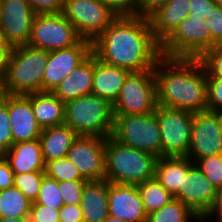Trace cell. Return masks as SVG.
Masks as SVG:
<instances>
[{
	"instance_id": "cell-51",
	"label": "cell",
	"mask_w": 222,
	"mask_h": 222,
	"mask_svg": "<svg viewBox=\"0 0 222 222\" xmlns=\"http://www.w3.org/2000/svg\"><path fill=\"white\" fill-rule=\"evenodd\" d=\"M217 121H218V124H219V129H220L221 134H222V111L217 112Z\"/></svg>"
},
{
	"instance_id": "cell-8",
	"label": "cell",
	"mask_w": 222,
	"mask_h": 222,
	"mask_svg": "<svg viewBox=\"0 0 222 222\" xmlns=\"http://www.w3.org/2000/svg\"><path fill=\"white\" fill-rule=\"evenodd\" d=\"M156 83L153 70L130 72L112 104L114 115L146 114L155 111Z\"/></svg>"
},
{
	"instance_id": "cell-2",
	"label": "cell",
	"mask_w": 222,
	"mask_h": 222,
	"mask_svg": "<svg viewBox=\"0 0 222 222\" xmlns=\"http://www.w3.org/2000/svg\"><path fill=\"white\" fill-rule=\"evenodd\" d=\"M158 106L207 110V73L200 59L161 56L153 69Z\"/></svg>"
},
{
	"instance_id": "cell-47",
	"label": "cell",
	"mask_w": 222,
	"mask_h": 222,
	"mask_svg": "<svg viewBox=\"0 0 222 222\" xmlns=\"http://www.w3.org/2000/svg\"><path fill=\"white\" fill-rule=\"evenodd\" d=\"M12 49V46H0V84L2 83V80L6 73Z\"/></svg>"
},
{
	"instance_id": "cell-19",
	"label": "cell",
	"mask_w": 222,
	"mask_h": 222,
	"mask_svg": "<svg viewBox=\"0 0 222 222\" xmlns=\"http://www.w3.org/2000/svg\"><path fill=\"white\" fill-rule=\"evenodd\" d=\"M93 74L94 54L91 53L71 75L61 80L52 93L64 103L91 94Z\"/></svg>"
},
{
	"instance_id": "cell-1",
	"label": "cell",
	"mask_w": 222,
	"mask_h": 222,
	"mask_svg": "<svg viewBox=\"0 0 222 222\" xmlns=\"http://www.w3.org/2000/svg\"><path fill=\"white\" fill-rule=\"evenodd\" d=\"M95 57L129 72L153 70L161 57L149 18L119 16L92 42Z\"/></svg>"
},
{
	"instance_id": "cell-43",
	"label": "cell",
	"mask_w": 222,
	"mask_h": 222,
	"mask_svg": "<svg viewBox=\"0 0 222 222\" xmlns=\"http://www.w3.org/2000/svg\"><path fill=\"white\" fill-rule=\"evenodd\" d=\"M60 222H84L83 214L79 204L63 205L59 208Z\"/></svg>"
},
{
	"instance_id": "cell-38",
	"label": "cell",
	"mask_w": 222,
	"mask_h": 222,
	"mask_svg": "<svg viewBox=\"0 0 222 222\" xmlns=\"http://www.w3.org/2000/svg\"><path fill=\"white\" fill-rule=\"evenodd\" d=\"M28 218L30 222H60L59 209L33 202Z\"/></svg>"
},
{
	"instance_id": "cell-20",
	"label": "cell",
	"mask_w": 222,
	"mask_h": 222,
	"mask_svg": "<svg viewBox=\"0 0 222 222\" xmlns=\"http://www.w3.org/2000/svg\"><path fill=\"white\" fill-rule=\"evenodd\" d=\"M2 156L14 174L44 171L45 168L39 139L15 143Z\"/></svg>"
},
{
	"instance_id": "cell-49",
	"label": "cell",
	"mask_w": 222,
	"mask_h": 222,
	"mask_svg": "<svg viewBox=\"0 0 222 222\" xmlns=\"http://www.w3.org/2000/svg\"><path fill=\"white\" fill-rule=\"evenodd\" d=\"M102 222H126L118 217L108 215Z\"/></svg>"
},
{
	"instance_id": "cell-34",
	"label": "cell",
	"mask_w": 222,
	"mask_h": 222,
	"mask_svg": "<svg viewBox=\"0 0 222 222\" xmlns=\"http://www.w3.org/2000/svg\"><path fill=\"white\" fill-rule=\"evenodd\" d=\"M86 180L62 181L59 182V190L64 205L80 204L83 188Z\"/></svg>"
},
{
	"instance_id": "cell-32",
	"label": "cell",
	"mask_w": 222,
	"mask_h": 222,
	"mask_svg": "<svg viewBox=\"0 0 222 222\" xmlns=\"http://www.w3.org/2000/svg\"><path fill=\"white\" fill-rule=\"evenodd\" d=\"M35 202L37 204L47 205L56 209L63 206L64 202L60 194L59 182L44 175L40 191Z\"/></svg>"
},
{
	"instance_id": "cell-15",
	"label": "cell",
	"mask_w": 222,
	"mask_h": 222,
	"mask_svg": "<svg viewBox=\"0 0 222 222\" xmlns=\"http://www.w3.org/2000/svg\"><path fill=\"white\" fill-rule=\"evenodd\" d=\"M217 189L195 165L183 175V181L173 198L180 200L201 219L208 213L216 197Z\"/></svg>"
},
{
	"instance_id": "cell-48",
	"label": "cell",
	"mask_w": 222,
	"mask_h": 222,
	"mask_svg": "<svg viewBox=\"0 0 222 222\" xmlns=\"http://www.w3.org/2000/svg\"><path fill=\"white\" fill-rule=\"evenodd\" d=\"M0 222H30L29 218H0Z\"/></svg>"
},
{
	"instance_id": "cell-5",
	"label": "cell",
	"mask_w": 222,
	"mask_h": 222,
	"mask_svg": "<svg viewBox=\"0 0 222 222\" xmlns=\"http://www.w3.org/2000/svg\"><path fill=\"white\" fill-rule=\"evenodd\" d=\"M64 124L78 136L110 137L114 125L112 104L92 93L67 101Z\"/></svg>"
},
{
	"instance_id": "cell-52",
	"label": "cell",
	"mask_w": 222,
	"mask_h": 222,
	"mask_svg": "<svg viewBox=\"0 0 222 222\" xmlns=\"http://www.w3.org/2000/svg\"><path fill=\"white\" fill-rule=\"evenodd\" d=\"M214 2L217 6L222 7V0H214Z\"/></svg>"
},
{
	"instance_id": "cell-6",
	"label": "cell",
	"mask_w": 222,
	"mask_h": 222,
	"mask_svg": "<svg viewBox=\"0 0 222 222\" xmlns=\"http://www.w3.org/2000/svg\"><path fill=\"white\" fill-rule=\"evenodd\" d=\"M111 136L131 148L148 152L157 158L162 156L156 109L146 114L114 115Z\"/></svg>"
},
{
	"instance_id": "cell-12",
	"label": "cell",
	"mask_w": 222,
	"mask_h": 222,
	"mask_svg": "<svg viewBox=\"0 0 222 222\" xmlns=\"http://www.w3.org/2000/svg\"><path fill=\"white\" fill-rule=\"evenodd\" d=\"M66 157L86 181L105 179V138L77 136Z\"/></svg>"
},
{
	"instance_id": "cell-29",
	"label": "cell",
	"mask_w": 222,
	"mask_h": 222,
	"mask_svg": "<svg viewBox=\"0 0 222 222\" xmlns=\"http://www.w3.org/2000/svg\"><path fill=\"white\" fill-rule=\"evenodd\" d=\"M190 220L201 222V218L189 207L173 198L159 210L149 213L146 222H191Z\"/></svg>"
},
{
	"instance_id": "cell-22",
	"label": "cell",
	"mask_w": 222,
	"mask_h": 222,
	"mask_svg": "<svg viewBox=\"0 0 222 222\" xmlns=\"http://www.w3.org/2000/svg\"><path fill=\"white\" fill-rule=\"evenodd\" d=\"M189 0H170L150 17L154 38L161 44L189 16Z\"/></svg>"
},
{
	"instance_id": "cell-44",
	"label": "cell",
	"mask_w": 222,
	"mask_h": 222,
	"mask_svg": "<svg viewBox=\"0 0 222 222\" xmlns=\"http://www.w3.org/2000/svg\"><path fill=\"white\" fill-rule=\"evenodd\" d=\"M14 173L10 168L9 163L0 155V190L13 187Z\"/></svg>"
},
{
	"instance_id": "cell-31",
	"label": "cell",
	"mask_w": 222,
	"mask_h": 222,
	"mask_svg": "<svg viewBox=\"0 0 222 222\" xmlns=\"http://www.w3.org/2000/svg\"><path fill=\"white\" fill-rule=\"evenodd\" d=\"M44 171L14 174V187L19 190L33 203L36 201L44 178Z\"/></svg>"
},
{
	"instance_id": "cell-23",
	"label": "cell",
	"mask_w": 222,
	"mask_h": 222,
	"mask_svg": "<svg viewBox=\"0 0 222 222\" xmlns=\"http://www.w3.org/2000/svg\"><path fill=\"white\" fill-rule=\"evenodd\" d=\"M79 205L84 222H102L109 215L108 181H87Z\"/></svg>"
},
{
	"instance_id": "cell-40",
	"label": "cell",
	"mask_w": 222,
	"mask_h": 222,
	"mask_svg": "<svg viewBox=\"0 0 222 222\" xmlns=\"http://www.w3.org/2000/svg\"><path fill=\"white\" fill-rule=\"evenodd\" d=\"M212 34V48L222 46V7L215 6L210 17L206 18Z\"/></svg>"
},
{
	"instance_id": "cell-41",
	"label": "cell",
	"mask_w": 222,
	"mask_h": 222,
	"mask_svg": "<svg viewBox=\"0 0 222 222\" xmlns=\"http://www.w3.org/2000/svg\"><path fill=\"white\" fill-rule=\"evenodd\" d=\"M36 15L62 13L64 0H26Z\"/></svg>"
},
{
	"instance_id": "cell-9",
	"label": "cell",
	"mask_w": 222,
	"mask_h": 222,
	"mask_svg": "<svg viewBox=\"0 0 222 222\" xmlns=\"http://www.w3.org/2000/svg\"><path fill=\"white\" fill-rule=\"evenodd\" d=\"M82 38L62 14L35 15L28 46L48 52L78 44Z\"/></svg>"
},
{
	"instance_id": "cell-39",
	"label": "cell",
	"mask_w": 222,
	"mask_h": 222,
	"mask_svg": "<svg viewBox=\"0 0 222 222\" xmlns=\"http://www.w3.org/2000/svg\"><path fill=\"white\" fill-rule=\"evenodd\" d=\"M117 16H139L138 0H102Z\"/></svg>"
},
{
	"instance_id": "cell-11",
	"label": "cell",
	"mask_w": 222,
	"mask_h": 222,
	"mask_svg": "<svg viewBox=\"0 0 222 222\" xmlns=\"http://www.w3.org/2000/svg\"><path fill=\"white\" fill-rule=\"evenodd\" d=\"M162 156H186L191 142L193 112L156 106Z\"/></svg>"
},
{
	"instance_id": "cell-46",
	"label": "cell",
	"mask_w": 222,
	"mask_h": 222,
	"mask_svg": "<svg viewBox=\"0 0 222 222\" xmlns=\"http://www.w3.org/2000/svg\"><path fill=\"white\" fill-rule=\"evenodd\" d=\"M214 216L216 217V222H222V187L217 189L213 205L208 213L201 219V222H207L209 218L212 219Z\"/></svg>"
},
{
	"instance_id": "cell-17",
	"label": "cell",
	"mask_w": 222,
	"mask_h": 222,
	"mask_svg": "<svg viewBox=\"0 0 222 222\" xmlns=\"http://www.w3.org/2000/svg\"><path fill=\"white\" fill-rule=\"evenodd\" d=\"M0 99L8 108L13 144L39 139L43 129L34 116L31 101L25 95L1 92Z\"/></svg>"
},
{
	"instance_id": "cell-21",
	"label": "cell",
	"mask_w": 222,
	"mask_h": 222,
	"mask_svg": "<svg viewBox=\"0 0 222 222\" xmlns=\"http://www.w3.org/2000/svg\"><path fill=\"white\" fill-rule=\"evenodd\" d=\"M129 73L127 70L99 61L94 55V74L91 93L113 104Z\"/></svg>"
},
{
	"instance_id": "cell-33",
	"label": "cell",
	"mask_w": 222,
	"mask_h": 222,
	"mask_svg": "<svg viewBox=\"0 0 222 222\" xmlns=\"http://www.w3.org/2000/svg\"><path fill=\"white\" fill-rule=\"evenodd\" d=\"M194 163L216 189L222 187V154L199 158Z\"/></svg>"
},
{
	"instance_id": "cell-24",
	"label": "cell",
	"mask_w": 222,
	"mask_h": 222,
	"mask_svg": "<svg viewBox=\"0 0 222 222\" xmlns=\"http://www.w3.org/2000/svg\"><path fill=\"white\" fill-rule=\"evenodd\" d=\"M30 101L35 118L42 129L64 124L65 103L52 92L25 95Z\"/></svg>"
},
{
	"instance_id": "cell-13",
	"label": "cell",
	"mask_w": 222,
	"mask_h": 222,
	"mask_svg": "<svg viewBox=\"0 0 222 222\" xmlns=\"http://www.w3.org/2000/svg\"><path fill=\"white\" fill-rule=\"evenodd\" d=\"M222 154V134L217 112L204 110L193 113L190 148L186 157L195 162L199 158Z\"/></svg>"
},
{
	"instance_id": "cell-36",
	"label": "cell",
	"mask_w": 222,
	"mask_h": 222,
	"mask_svg": "<svg viewBox=\"0 0 222 222\" xmlns=\"http://www.w3.org/2000/svg\"><path fill=\"white\" fill-rule=\"evenodd\" d=\"M207 76L222 78V46H215L208 50L201 58Z\"/></svg>"
},
{
	"instance_id": "cell-3",
	"label": "cell",
	"mask_w": 222,
	"mask_h": 222,
	"mask_svg": "<svg viewBox=\"0 0 222 222\" xmlns=\"http://www.w3.org/2000/svg\"><path fill=\"white\" fill-rule=\"evenodd\" d=\"M157 157L105 138V180L109 183L138 185L154 178Z\"/></svg>"
},
{
	"instance_id": "cell-42",
	"label": "cell",
	"mask_w": 222,
	"mask_h": 222,
	"mask_svg": "<svg viewBox=\"0 0 222 222\" xmlns=\"http://www.w3.org/2000/svg\"><path fill=\"white\" fill-rule=\"evenodd\" d=\"M216 6L214 0H189V16L198 19H206L212 14V9Z\"/></svg>"
},
{
	"instance_id": "cell-10",
	"label": "cell",
	"mask_w": 222,
	"mask_h": 222,
	"mask_svg": "<svg viewBox=\"0 0 222 222\" xmlns=\"http://www.w3.org/2000/svg\"><path fill=\"white\" fill-rule=\"evenodd\" d=\"M62 14L84 40L93 42L117 17L102 0H64Z\"/></svg>"
},
{
	"instance_id": "cell-4",
	"label": "cell",
	"mask_w": 222,
	"mask_h": 222,
	"mask_svg": "<svg viewBox=\"0 0 222 222\" xmlns=\"http://www.w3.org/2000/svg\"><path fill=\"white\" fill-rule=\"evenodd\" d=\"M49 52L28 45L13 47L0 92L28 95L42 92V80Z\"/></svg>"
},
{
	"instance_id": "cell-18",
	"label": "cell",
	"mask_w": 222,
	"mask_h": 222,
	"mask_svg": "<svg viewBox=\"0 0 222 222\" xmlns=\"http://www.w3.org/2000/svg\"><path fill=\"white\" fill-rule=\"evenodd\" d=\"M108 212L126 222H146L147 214L137 185L108 182Z\"/></svg>"
},
{
	"instance_id": "cell-26",
	"label": "cell",
	"mask_w": 222,
	"mask_h": 222,
	"mask_svg": "<svg viewBox=\"0 0 222 222\" xmlns=\"http://www.w3.org/2000/svg\"><path fill=\"white\" fill-rule=\"evenodd\" d=\"M193 164L186 156H161L156 160L154 177L173 195Z\"/></svg>"
},
{
	"instance_id": "cell-28",
	"label": "cell",
	"mask_w": 222,
	"mask_h": 222,
	"mask_svg": "<svg viewBox=\"0 0 222 222\" xmlns=\"http://www.w3.org/2000/svg\"><path fill=\"white\" fill-rule=\"evenodd\" d=\"M137 188L147 215L159 210L173 199V195L155 177L138 184Z\"/></svg>"
},
{
	"instance_id": "cell-53",
	"label": "cell",
	"mask_w": 222,
	"mask_h": 222,
	"mask_svg": "<svg viewBox=\"0 0 222 222\" xmlns=\"http://www.w3.org/2000/svg\"><path fill=\"white\" fill-rule=\"evenodd\" d=\"M0 23H1V0H0Z\"/></svg>"
},
{
	"instance_id": "cell-45",
	"label": "cell",
	"mask_w": 222,
	"mask_h": 222,
	"mask_svg": "<svg viewBox=\"0 0 222 222\" xmlns=\"http://www.w3.org/2000/svg\"><path fill=\"white\" fill-rule=\"evenodd\" d=\"M170 0H138L139 16L149 18L160 7L166 5Z\"/></svg>"
},
{
	"instance_id": "cell-14",
	"label": "cell",
	"mask_w": 222,
	"mask_h": 222,
	"mask_svg": "<svg viewBox=\"0 0 222 222\" xmlns=\"http://www.w3.org/2000/svg\"><path fill=\"white\" fill-rule=\"evenodd\" d=\"M92 53V42L82 39L78 44L49 52L42 80V92H52L62 79Z\"/></svg>"
},
{
	"instance_id": "cell-27",
	"label": "cell",
	"mask_w": 222,
	"mask_h": 222,
	"mask_svg": "<svg viewBox=\"0 0 222 222\" xmlns=\"http://www.w3.org/2000/svg\"><path fill=\"white\" fill-rule=\"evenodd\" d=\"M31 204L17 187L0 190V218H28Z\"/></svg>"
},
{
	"instance_id": "cell-35",
	"label": "cell",
	"mask_w": 222,
	"mask_h": 222,
	"mask_svg": "<svg viewBox=\"0 0 222 222\" xmlns=\"http://www.w3.org/2000/svg\"><path fill=\"white\" fill-rule=\"evenodd\" d=\"M207 109L222 111V78L207 76Z\"/></svg>"
},
{
	"instance_id": "cell-7",
	"label": "cell",
	"mask_w": 222,
	"mask_h": 222,
	"mask_svg": "<svg viewBox=\"0 0 222 222\" xmlns=\"http://www.w3.org/2000/svg\"><path fill=\"white\" fill-rule=\"evenodd\" d=\"M212 48V34L206 19L186 17L160 44L161 56L200 59Z\"/></svg>"
},
{
	"instance_id": "cell-16",
	"label": "cell",
	"mask_w": 222,
	"mask_h": 222,
	"mask_svg": "<svg viewBox=\"0 0 222 222\" xmlns=\"http://www.w3.org/2000/svg\"><path fill=\"white\" fill-rule=\"evenodd\" d=\"M35 12L26 0H1V23L6 42L12 47L27 45Z\"/></svg>"
},
{
	"instance_id": "cell-25",
	"label": "cell",
	"mask_w": 222,
	"mask_h": 222,
	"mask_svg": "<svg viewBox=\"0 0 222 222\" xmlns=\"http://www.w3.org/2000/svg\"><path fill=\"white\" fill-rule=\"evenodd\" d=\"M77 136L76 132L65 124L44 128L39 137L44 162L66 157Z\"/></svg>"
},
{
	"instance_id": "cell-50",
	"label": "cell",
	"mask_w": 222,
	"mask_h": 222,
	"mask_svg": "<svg viewBox=\"0 0 222 222\" xmlns=\"http://www.w3.org/2000/svg\"><path fill=\"white\" fill-rule=\"evenodd\" d=\"M0 46H11L6 42L2 28L0 27Z\"/></svg>"
},
{
	"instance_id": "cell-30",
	"label": "cell",
	"mask_w": 222,
	"mask_h": 222,
	"mask_svg": "<svg viewBox=\"0 0 222 222\" xmlns=\"http://www.w3.org/2000/svg\"><path fill=\"white\" fill-rule=\"evenodd\" d=\"M44 173L58 182L85 180L79 174L77 167L67 157L45 162Z\"/></svg>"
},
{
	"instance_id": "cell-37",
	"label": "cell",
	"mask_w": 222,
	"mask_h": 222,
	"mask_svg": "<svg viewBox=\"0 0 222 222\" xmlns=\"http://www.w3.org/2000/svg\"><path fill=\"white\" fill-rule=\"evenodd\" d=\"M13 145L11 124L7 105L0 99V155H3Z\"/></svg>"
}]
</instances>
